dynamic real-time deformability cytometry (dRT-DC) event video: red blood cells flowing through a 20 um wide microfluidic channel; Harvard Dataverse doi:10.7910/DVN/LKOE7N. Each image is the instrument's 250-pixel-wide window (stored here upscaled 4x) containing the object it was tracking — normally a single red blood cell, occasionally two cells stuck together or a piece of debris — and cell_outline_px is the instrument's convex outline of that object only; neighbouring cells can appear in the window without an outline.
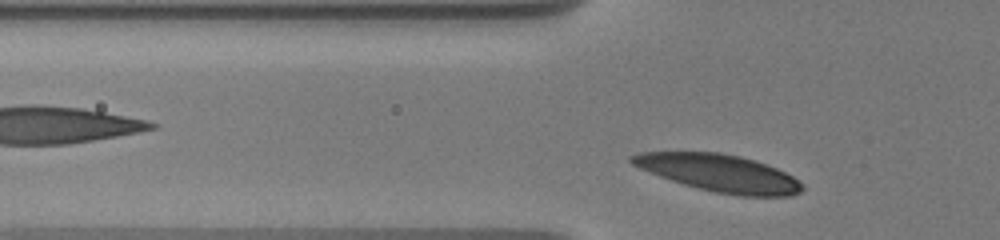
{"species": "human", "species_latin": "Homo sapiens", "temperature_condition": "warm", "stored_images_in_passage": 37, "camera_frame_rate_fps": 3000, "um_per_image_px": 0.085, "donor": {"sex": "male"}, "frame": {"image": 1, "passage_image": 3, "time_ms": 0.333, "image_size_px": [1000, 240], "cell_outline_px": [[804, 188], [800, 192], [792, 196], [740, 196], [716, 192], [684, 184], [660, 176], [640, 168], [632, 164], [628, 160], [628, 156], [640, 152], [720, 152], [740, 156], [776, 168], [792, 176]], "centroid_in_image_um": [61.1, 14.7], "position_along_channel_um": 64.7, "area_um2": 36.53}}
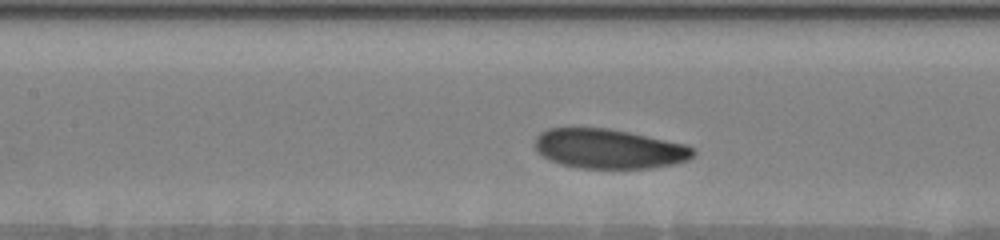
{"frame": {"image": 2, "passage_image": 16, "time_ms": 3.0, "image_size_px": [1000, 240], "cell_outline_px": [[696, 152], [688, 160], [676, 164], [652, 168], [580, 168], [560, 164], [536, 152], [536, 136], [540, 132], [548, 128], [604, 128], [628, 132], [684, 144], [692, 148]], "centroid_in_image_um": [51.76, 12.65], "position_along_channel_um": 155.6, "area_um2": 36.3}}
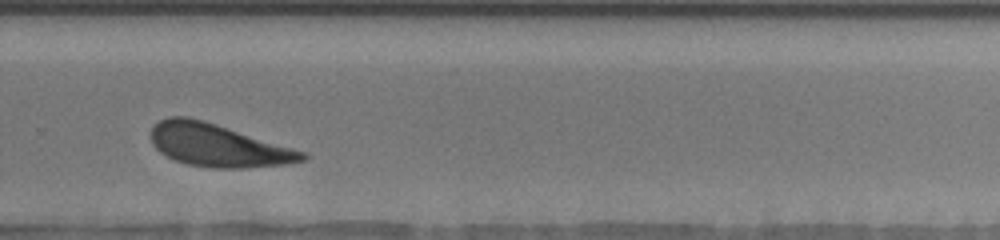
{"frame": {"image": 3, "passage_image": 28, "time_ms": 7.333, "image_size_px": [1000, 240], "cell_outline_px": [[308, 156], [304, 160], [288, 164], [248, 168], [208, 168], [184, 164], [160, 152], [152, 144], [152, 128], [160, 120], [168, 116], [188, 116], [204, 120], [292, 148], [304, 152]], "centroid_in_image_um": [18.5, 12.36], "position_along_channel_um": 311.3, "area_um2": 37.51}, "authors_computed_cell_mechanics": {"area_um2": 37.2232, "velocity_mm_per_s": 3.6063, "shape_relaxation_time_tau1_ms": 1.7383, "shape_relaxation_time_tau2_ms": 5.138, "deformation_change_tau1": 0.097, "deformation_change_tau2": 0.1444}}